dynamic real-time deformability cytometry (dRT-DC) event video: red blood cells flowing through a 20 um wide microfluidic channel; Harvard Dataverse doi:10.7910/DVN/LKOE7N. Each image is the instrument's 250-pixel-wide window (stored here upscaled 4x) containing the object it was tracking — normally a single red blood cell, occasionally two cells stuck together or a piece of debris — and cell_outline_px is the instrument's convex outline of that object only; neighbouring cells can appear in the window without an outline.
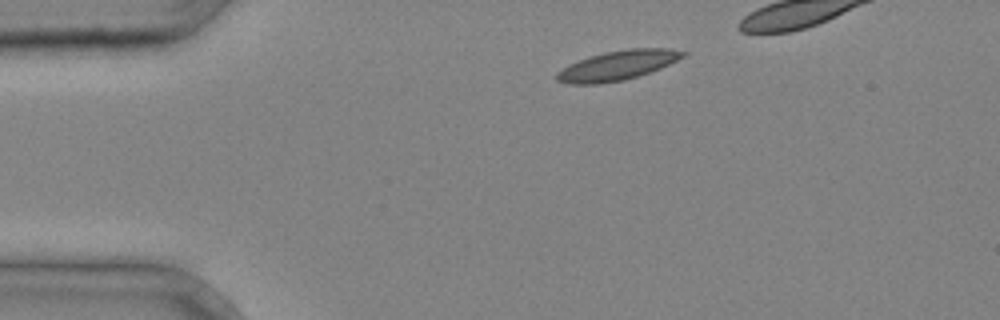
{"species": "common noctule bat (a hibernating species)", "species_latin": "Nyctalus noctula", "temperature_condition": "cold", "stored_images_in_passage": 3, "camera_frame_rate_fps": 3000, "um_per_image_px": 0.085, "animal": {"sex": "male", "body_mass_g": 20.4}, "frame": {"image": 1, "passage_image": 1, "time_ms": 0.0, "image_size_px": [1000, 320], "cell_outline_px": [[688, 52], [684, 56], [660, 68], [624, 80], [600, 84], [568, 84], [556, 80], [556, 72], [568, 64], [604, 52], [628, 48], [672, 48]], "centroid_in_image_um": [52.47, 5.56], "position_along_channel_um": 32.5, "area_um2": 21.62}}